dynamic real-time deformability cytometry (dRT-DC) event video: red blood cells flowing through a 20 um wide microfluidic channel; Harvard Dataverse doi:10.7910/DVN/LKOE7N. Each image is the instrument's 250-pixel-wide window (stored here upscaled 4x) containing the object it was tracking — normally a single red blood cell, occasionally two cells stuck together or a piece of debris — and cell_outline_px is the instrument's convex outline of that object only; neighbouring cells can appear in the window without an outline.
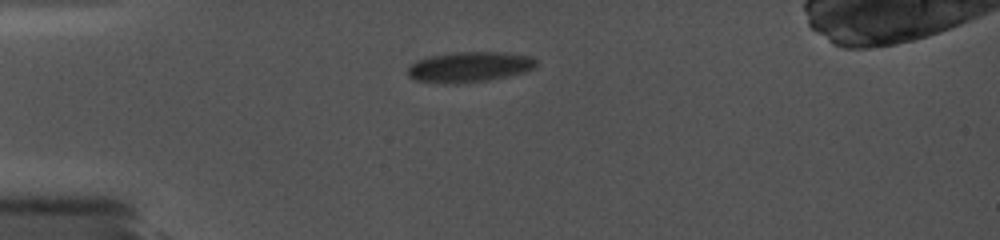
{"species": "common noctule bat (a hibernating species)", "species_latin": "Nyctalus noctula", "temperature_condition": "cold", "stored_images_in_passage": 28, "camera_frame_rate_fps": 5000, "um_per_image_px": 0.085, "animal": {"sex": "female", "body_mass_g": 19.0, "forearm_length_mm": 56.7}, "frame": {"image": 1, "passage_image": 1, "time_ms": 0.0, "image_size_px": [1000, 240], "cell_outline_px": [[536, 64], [532, 68], [524, 72], [508, 76], [488, 80], [456, 84], [444, 84], [416, 80], [408, 76], [408, 68], [416, 60], [432, 56], [452, 52], [504, 52], [532, 56], [536, 60]], "centroid_in_image_um": [39.89, 5.69], "position_along_channel_um": 45.1, "area_um2": 22.77}}
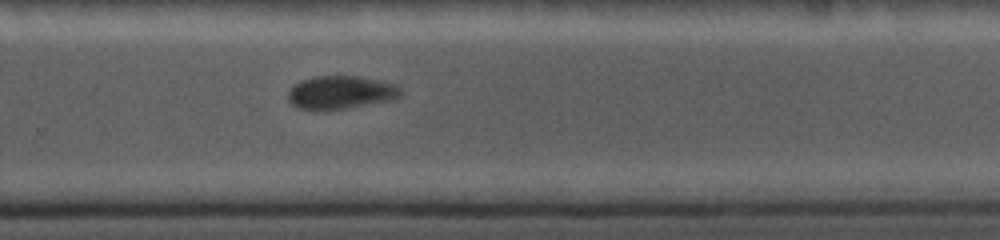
{"frame": {"image": 2, "passage_image": 14, "time_ms": 7.6, "image_size_px": [1000, 240], "cell_outline_px": [[404, 92], [400, 96], [388, 100], [324, 112], [296, 108], [288, 100], [288, 92], [300, 80], [316, 76], [356, 76], [380, 80], [396, 84]], "centroid_in_image_um": [28.93, 7.87], "position_along_channel_um": 300.9, "area_um2": 21.96}}
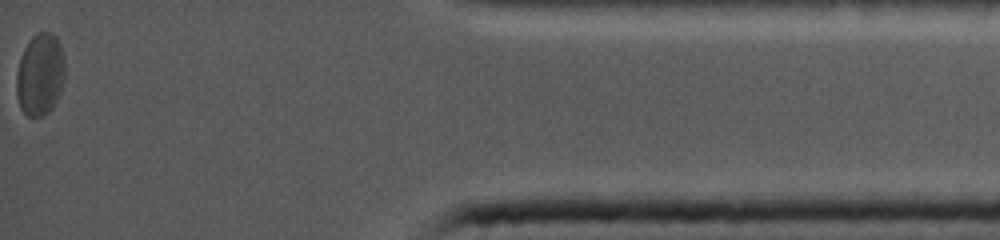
{"frame": {"image": 3, "passage_image": 28, "time_ms": 12.2, "image_size_px": [1000, 240], "cell_outline_px": [[64, 76], [60, 92], [52, 108], [44, 116], [28, 116], [20, 108], [16, 96], [16, 72], [20, 56], [24, 48], [32, 36], [40, 32], [52, 32], [56, 36], [60, 44], [64, 56]], "centroid_in_image_um": [3.39, 6.32], "position_along_channel_um": 431.8, "area_um2": 23.41}}